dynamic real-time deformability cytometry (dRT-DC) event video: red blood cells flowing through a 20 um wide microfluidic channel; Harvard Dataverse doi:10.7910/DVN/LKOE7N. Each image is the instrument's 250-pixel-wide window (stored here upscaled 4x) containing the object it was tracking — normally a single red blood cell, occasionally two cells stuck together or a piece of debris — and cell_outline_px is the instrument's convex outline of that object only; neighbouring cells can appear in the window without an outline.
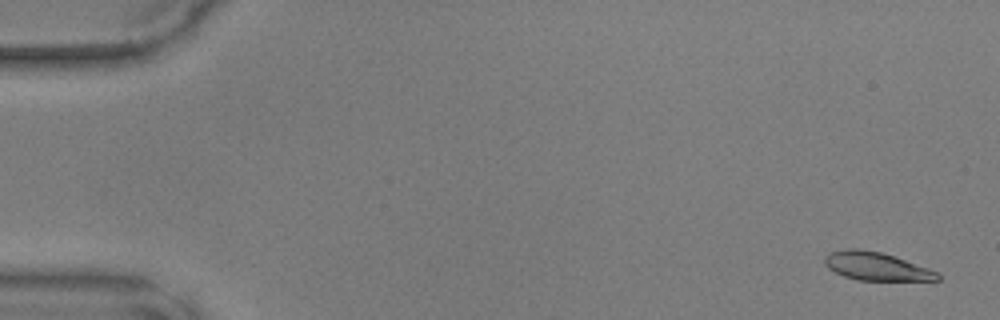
{"species": "common noctule bat (a hibernating species)", "species_latin": "Nyctalus noctula", "temperature_condition": "warm", "stored_images_in_passage": 48, "camera_frame_rate_fps": 3000, "um_per_image_px": 0.085, "animal": {"sex": "male", "body_mass_g": 17.9, "forearm_length_mm": 54.2}, "frame": {"image": 1, "passage_image": 1, "time_ms": 0.0, "image_size_px": [1000, 320], "cell_outline_px": [[940, 280], [856, 280], [844, 276], [828, 268], [824, 264], [824, 256], [832, 252], [848, 248], [856, 248], [880, 252], [928, 268], [936, 272], [940, 276]], "centroid_in_image_um": [74.44, 22.64], "position_along_channel_um": 10.6, "area_um2": 18.21}}
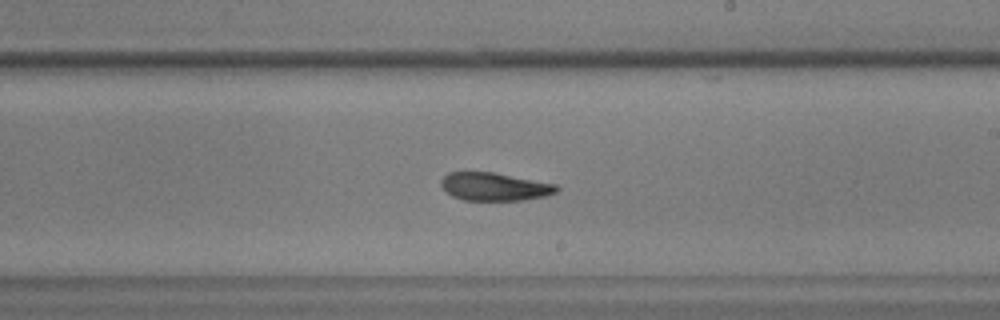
{"frame": {"image": 2, "passage_image": 28, "time_ms": 9.0, "image_size_px": [1000, 320], "cell_outline_px": [[560, 188], [556, 192], [544, 196], [524, 200], [464, 200], [452, 196], [440, 184], [440, 180], [448, 172], [492, 172], [556, 184]], "centroid_in_image_um": [42.02, 15.86], "position_along_channel_um": 247.0, "area_um2": 18.73}}
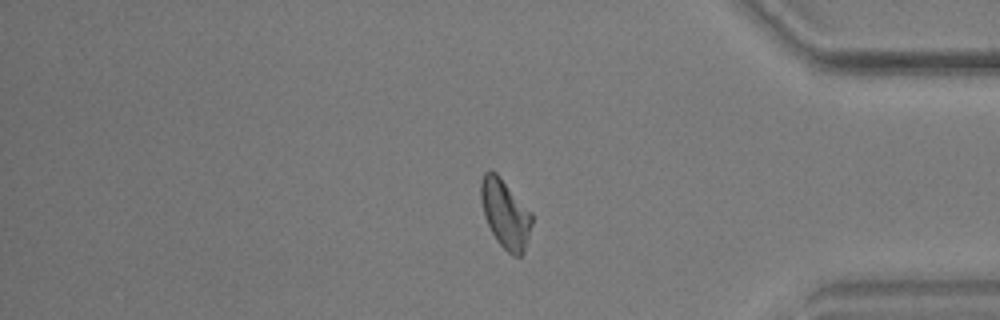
{"frame": {"image": 3, "passage_image": 40, "time_ms": 13.0, "image_size_px": [1000, 320], "cell_outline_px": [[532, 224], [524, 252], [520, 256], [512, 256], [496, 240], [484, 216], [480, 200], [480, 180], [484, 172], [488, 168], [496, 172], [500, 176], [532, 212]], "centroid_in_image_um": [42.93, 18.13], "position_along_channel_um": 392.3, "area_um2": 20.63}}